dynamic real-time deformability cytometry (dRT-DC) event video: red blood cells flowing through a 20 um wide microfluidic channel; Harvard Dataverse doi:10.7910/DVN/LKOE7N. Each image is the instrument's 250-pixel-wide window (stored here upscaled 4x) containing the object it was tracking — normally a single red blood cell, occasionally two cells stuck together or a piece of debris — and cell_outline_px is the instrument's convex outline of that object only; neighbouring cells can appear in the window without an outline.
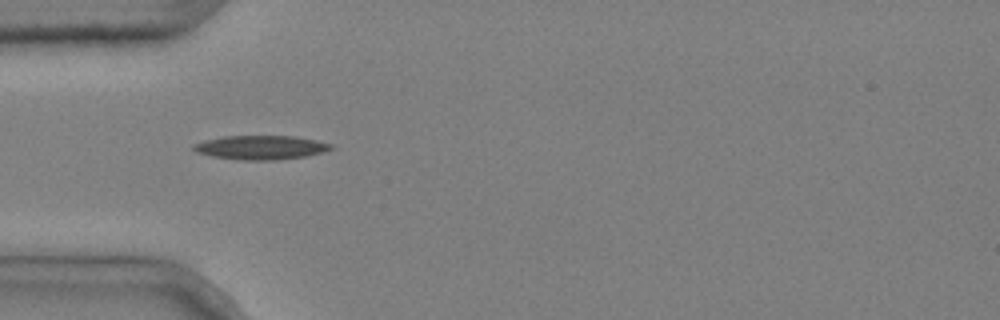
{"species": "common noctule bat (a hibernating species)", "species_latin": "Nyctalus noctula", "temperature_condition": "cold", "stored_images_in_passage": 35, "camera_frame_rate_fps": 3000, "um_per_image_px": 0.085, "animal": {"sex": "male", "body_mass_g": 20.4}, "frame": {"image": 1, "passage_image": 1, "time_ms": 0.0, "image_size_px": [1000, 320], "cell_outline_px": [[332, 148], [320, 152], [304, 156], [276, 160], [244, 160], [212, 156], [196, 152], [192, 148], [192, 144], [204, 140], [224, 136], [296, 136], [316, 140], [332, 144]], "centroid_in_image_um": [22.12, 12.52], "position_along_channel_um": 62.9, "area_um2": 19.07}}
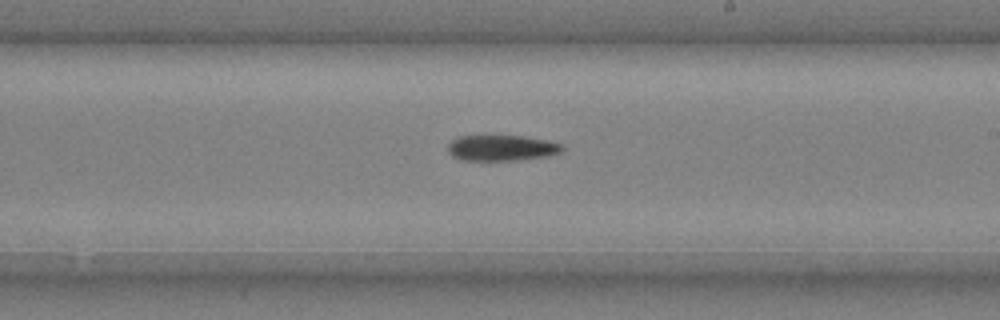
{"frame": {"image": 2, "passage_image": 16, "time_ms": 5.0, "image_size_px": [1000, 320], "cell_outline_px": [[564, 148], [560, 152], [548, 156], [520, 160], [460, 160], [452, 156], [448, 152], [448, 144], [456, 136], [524, 136], [544, 140], [560, 144]], "centroid_in_image_um": [42.59, 12.58], "position_along_channel_um": 246.4, "area_um2": 17.11}}
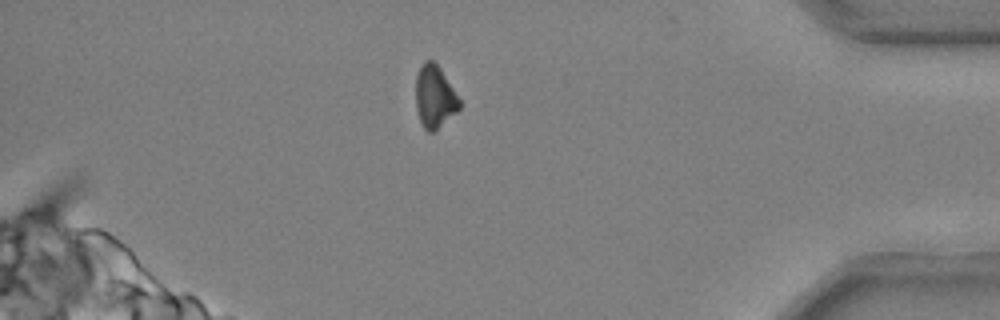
{"frame": {"image": 3, "passage_image": 31, "time_ms": 10.0, "image_size_px": [1000, 320], "cell_outline_px": [[460, 108], [456, 112], [432, 132], [428, 132], [424, 128], [420, 120], [416, 108], [416, 76], [424, 60], [432, 60], [440, 68], [460, 100]], "centroid_in_image_um": [36.93, 8.21], "position_along_channel_um": 398.3, "area_um2": 15.55}}